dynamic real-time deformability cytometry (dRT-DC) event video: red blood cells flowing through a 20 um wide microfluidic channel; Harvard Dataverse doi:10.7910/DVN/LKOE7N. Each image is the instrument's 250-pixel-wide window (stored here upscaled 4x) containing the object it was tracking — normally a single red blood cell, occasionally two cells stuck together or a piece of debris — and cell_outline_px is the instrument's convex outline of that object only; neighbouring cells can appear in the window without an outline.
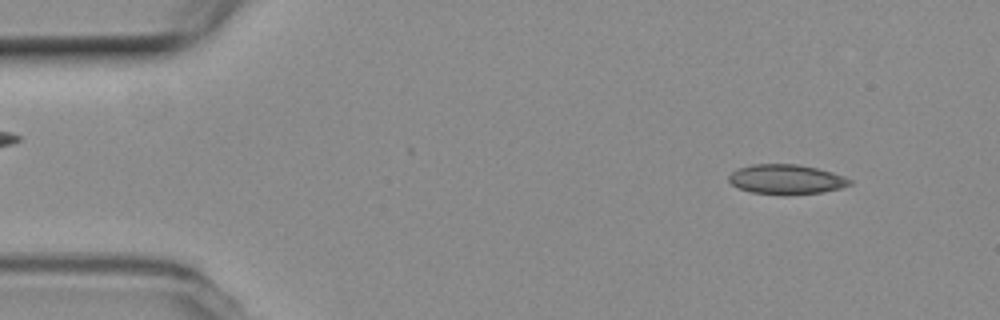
{"species": "common noctule bat (a hibernating species)", "species_latin": "Nyctalus noctula", "temperature_condition": "room temperature", "stored_images_in_passage": 15, "camera_frame_rate_fps": 3000, "um_per_image_px": 0.085, "animal": {"sex": "female", "body_mass_g": 19.3, "forearm_length_mm": 54.1}, "frame": {"image": 1, "passage_image": 5, "time_ms": 1.333, "image_size_px": [1000, 320], "cell_outline_px": [[852, 184], [840, 188], [820, 192], [788, 196], [784, 196], [752, 192], [740, 188], [732, 184], [728, 180], [728, 176], [732, 172], [740, 168], [752, 164], [796, 164], [816, 168], [832, 172], [844, 176], [852, 180]], "centroid_in_image_um": [66.84, 15.26], "position_along_channel_um": 18.2, "area_um2": 21.04}}
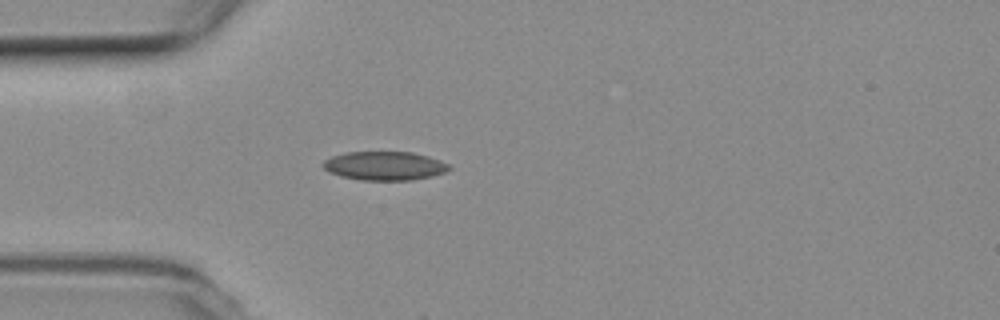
{"frame": {"image": 2, "passage_image": 14, "time_ms": 4.333, "image_size_px": [1000, 320], "cell_outline_px": [[452, 168], [444, 172], [432, 176], [412, 180], [360, 180], [340, 176], [328, 172], [320, 164], [324, 160], [332, 156], [348, 152], [412, 152], [428, 156], [440, 160], [448, 164]], "centroid_in_image_um": [32.67, 14.1], "position_along_channel_um": 52.3, "area_um2": 21.21}}